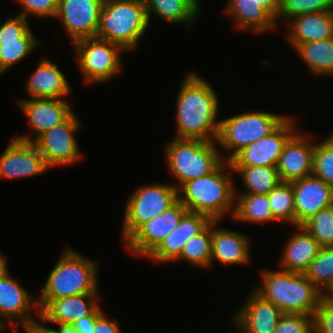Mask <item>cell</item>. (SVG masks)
Instances as JSON below:
<instances>
[{"instance_id":"34","label":"cell","mask_w":333,"mask_h":333,"mask_svg":"<svg viewBox=\"0 0 333 333\" xmlns=\"http://www.w3.org/2000/svg\"><path fill=\"white\" fill-rule=\"evenodd\" d=\"M304 275L326 294L333 286V247L320 248Z\"/></svg>"},{"instance_id":"48","label":"cell","mask_w":333,"mask_h":333,"mask_svg":"<svg viewBox=\"0 0 333 333\" xmlns=\"http://www.w3.org/2000/svg\"><path fill=\"white\" fill-rule=\"evenodd\" d=\"M103 3L104 2H109V1H113V0H101Z\"/></svg>"},{"instance_id":"15","label":"cell","mask_w":333,"mask_h":333,"mask_svg":"<svg viewBox=\"0 0 333 333\" xmlns=\"http://www.w3.org/2000/svg\"><path fill=\"white\" fill-rule=\"evenodd\" d=\"M66 101V99L59 98L18 99L17 104L27 117L30 129L34 133L36 132V135L34 133L30 135L25 133L21 136L15 134L14 138L34 142L40 135L62 123L74 111Z\"/></svg>"},{"instance_id":"37","label":"cell","mask_w":333,"mask_h":333,"mask_svg":"<svg viewBox=\"0 0 333 333\" xmlns=\"http://www.w3.org/2000/svg\"><path fill=\"white\" fill-rule=\"evenodd\" d=\"M312 175L333 186V132L323 141H315Z\"/></svg>"},{"instance_id":"1","label":"cell","mask_w":333,"mask_h":333,"mask_svg":"<svg viewBox=\"0 0 333 333\" xmlns=\"http://www.w3.org/2000/svg\"><path fill=\"white\" fill-rule=\"evenodd\" d=\"M176 96L174 138L216 141L220 100L212 85L197 72L183 78Z\"/></svg>"},{"instance_id":"29","label":"cell","mask_w":333,"mask_h":333,"mask_svg":"<svg viewBox=\"0 0 333 333\" xmlns=\"http://www.w3.org/2000/svg\"><path fill=\"white\" fill-rule=\"evenodd\" d=\"M293 49L311 75L333 77V38L298 44Z\"/></svg>"},{"instance_id":"10","label":"cell","mask_w":333,"mask_h":333,"mask_svg":"<svg viewBox=\"0 0 333 333\" xmlns=\"http://www.w3.org/2000/svg\"><path fill=\"white\" fill-rule=\"evenodd\" d=\"M77 117L73 111L62 123L46 131L33 142L50 169L61 165H73L83 158L74 134L82 125Z\"/></svg>"},{"instance_id":"5","label":"cell","mask_w":333,"mask_h":333,"mask_svg":"<svg viewBox=\"0 0 333 333\" xmlns=\"http://www.w3.org/2000/svg\"><path fill=\"white\" fill-rule=\"evenodd\" d=\"M149 25L144 0L104 2L96 37L119 45L128 53L137 49Z\"/></svg>"},{"instance_id":"13","label":"cell","mask_w":333,"mask_h":333,"mask_svg":"<svg viewBox=\"0 0 333 333\" xmlns=\"http://www.w3.org/2000/svg\"><path fill=\"white\" fill-rule=\"evenodd\" d=\"M187 208L177 200L171 207L142 224L124 243L134 256L147 258L178 226Z\"/></svg>"},{"instance_id":"16","label":"cell","mask_w":333,"mask_h":333,"mask_svg":"<svg viewBox=\"0 0 333 333\" xmlns=\"http://www.w3.org/2000/svg\"><path fill=\"white\" fill-rule=\"evenodd\" d=\"M102 7L101 0H59L55 18L60 19L73 44L96 37Z\"/></svg>"},{"instance_id":"4","label":"cell","mask_w":333,"mask_h":333,"mask_svg":"<svg viewBox=\"0 0 333 333\" xmlns=\"http://www.w3.org/2000/svg\"><path fill=\"white\" fill-rule=\"evenodd\" d=\"M98 264L67 246L51 269L37 298L41 311L51 300L73 295L99 293Z\"/></svg>"},{"instance_id":"18","label":"cell","mask_w":333,"mask_h":333,"mask_svg":"<svg viewBox=\"0 0 333 333\" xmlns=\"http://www.w3.org/2000/svg\"><path fill=\"white\" fill-rule=\"evenodd\" d=\"M232 318L236 330L231 333H274L283 312L253 289Z\"/></svg>"},{"instance_id":"33","label":"cell","mask_w":333,"mask_h":333,"mask_svg":"<svg viewBox=\"0 0 333 333\" xmlns=\"http://www.w3.org/2000/svg\"><path fill=\"white\" fill-rule=\"evenodd\" d=\"M274 219L295 227L294 192L291 182H280L268 194Z\"/></svg>"},{"instance_id":"8","label":"cell","mask_w":333,"mask_h":333,"mask_svg":"<svg viewBox=\"0 0 333 333\" xmlns=\"http://www.w3.org/2000/svg\"><path fill=\"white\" fill-rule=\"evenodd\" d=\"M178 200V189L172 183L141 185L129 196L122 222L121 237L125 242L142 224L163 213Z\"/></svg>"},{"instance_id":"26","label":"cell","mask_w":333,"mask_h":333,"mask_svg":"<svg viewBox=\"0 0 333 333\" xmlns=\"http://www.w3.org/2000/svg\"><path fill=\"white\" fill-rule=\"evenodd\" d=\"M296 228L284 244L277 266L285 271L305 273L321 247L302 226Z\"/></svg>"},{"instance_id":"38","label":"cell","mask_w":333,"mask_h":333,"mask_svg":"<svg viewBox=\"0 0 333 333\" xmlns=\"http://www.w3.org/2000/svg\"><path fill=\"white\" fill-rule=\"evenodd\" d=\"M274 333H314V317L302 314H283Z\"/></svg>"},{"instance_id":"23","label":"cell","mask_w":333,"mask_h":333,"mask_svg":"<svg viewBox=\"0 0 333 333\" xmlns=\"http://www.w3.org/2000/svg\"><path fill=\"white\" fill-rule=\"evenodd\" d=\"M49 58L40 59L35 71L28 77L25 90L30 98L66 99L72 94L65 73Z\"/></svg>"},{"instance_id":"2","label":"cell","mask_w":333,"mask_h":333,"mask_svg":"<svg viewBox=\"0 0 333 333\" xmlns=\"http://www.w3.org/2000/svg\"><path fill=\"white\" fill-rule=\"evenodd\" d=\"M231 172L234 173L230 162L224 160L208 175L182 184L178 188V200L189 212L204 214L212 221L232 217L236 187Z\"/></svg>"},{"instance_id":"9","label":"cell","mask_w":333,"mask_h":333,"mask_svg":"<svg viewBox=\"0 0 333 333\" xmlns=\"http://www.w3.org/2000/svg\"><path fill=\"white\" fill-rule=\"evenodd\" d=\"M72 46L85 84L106 83L121 73L125 51L119 45L93 37L78 40Z\"/></svg>"},{"instance_id":"31","label":"cell","mask_w":333,"mask_h":333,"mask_svg":"<svg viewBox=\"0 0 333 333\" xmlns=\"http://www.w3.org/2000/svg\"><path fill=\"white\" fill-rule=\"evenodd\" d=\"M233 172L239 173L245 191L235 193L268 194L280 182L277 167L270 166H231Z\"/></svg>"},{"instance_id":"22","label":"cell","mask_w":333,"mask_h":333,"mask_svg":"<svg viewBox=\"0 0 333 333\" xmlns=\"http://www.w3.org/2000/svg\"><path fill=\"white\" fill-rule=\"evenodd\" d=\"M220 221H212L211 267L215 261L222 265L250 264L251 241L239 231L218 227Z\"/></svg>"},{"instance_id":"43","label":"cell","mask_w":333,"mask_h":333,"mask_svg":"<svg viewBox=\"0 0 333 333\" xmlns=\"http://www.w3.org/2000/svg\"><path fill=\"white\" fill-rule=\"evenodd\" d=\"M45 325V321L39 317L38 320H33L30 323L21 326V328L26 333H58L55 328H49V326Z\"/></svg>"},{"instance_id":"24","label":"cell","mask_w":333,"mask_h":333,"mask_svg":"<svg viewBox=\"0 0 333 333\" xmlns=\"http://www.w3.org/2000/svg\"><path fill=\"white\" fill-rule=\"evenodd\" d=\"M101 293H87L51 300L41 311L46 324H73L90 315L101 300Z\"/></svg>"},{"instance_id":"14","label":"cell","mask_w":333,"mask_h":333,"mask_svg":"<svg viewBox=\"0 0 333 333\" xmlns=\"http://www.w3.org/2000/svg\"><path fill=\"white\" fill-rule=\"evenodd\" d=\"M10 275L0 279V328L3 330L8 325L15 332L19 325L21 327L36 320L31 315L32 307L35 308L37 319L40 311L37 299H33L34 296Z\"/></svg>"},{"instance_id":"44","label":"cell","mask_w":333,"mask_h":333,"mask_svg":"<svg viewBox=\"0 0 333 333\" xmlns=\"http://www.w3.org/2000/svg\"><path fill=\"white\" fill-rule=\"evenodd\" d=\"M261 7H263L277 23L278 9L280 6V0H255Z\"/></svg>"},{"instance_id":"35","label":"cell","mask_w":333,"mask_h":333,"mask_svg":"<svg viewBox=\"0 0 333 333\" xmlns=\"http://www.w3.org/2000/svg\"><path fill=\"white\" fill-rule=\"evenodd\" d=\"M301 226L321 248L333 247V205L323 208Z\"/></svg>"},{"instance_id":"3","label":"cell","mask_w":333,"mask_h":333,"mask_svg":"<svg viewBox=\"0 0 333 333\" xmlns=\"http://www.w3.org/2000/svg\"><path fill=\"white\" fill-rule=\"evenodd\" d=\"M260 271V282L252 287L258 295L272 302L283 314L314 316L325 294L304 273L282 269Z\"/></svg>"},{"instance_id":"46","label":"cell","mask_w":333,"mask_h":333,"mask_svg":"<svg viewBox=\"0 0 333 333\" xmlns=\"http://www.w3.org/2000/svg\"><path fill=\"white\" fill-rule=\"evenodd\" d=\"M58 333H78L72 324H55Z\"/></svg>"},{"instance_id":"6","label":"cell","mask_w":333,"mask_h":333,"mask_svg":"<svg viewBox=\"0 0 333 333\" xmlns=\"http://www.w3.org/2000/svg\"><path fill=\"white\" fill-rule=\"evenodd\" d=\"M165 147L168 172L177 179L172 184L177 189L189 180L208 175L225 160L216 141L173 137Z\"/></svg>"},{"instance_id":"19","label":"cell","mask_w":333,"mask_h":333,"mask_svg":"<svg viewBox=\"0 0 333 333\" xmlns=\"http://www.w3.org/2000/svg\"><path fill=\"white\" fill-rule=\"evenodd\" d=\"M295 132L285 143L277 164L281 182H292L312 175L315 143L311 134Z\"/></svg>"},{"instance_id":"20","label":"cell","mask_w":333,"mask_h":333,"mask_svg":"<svg viewBox=\"0 0 333 333\" xmlns=\"http://www.w3.org/2000/svg\"><path fill=\"white\" fill-rule=\"evenodd\" d=\"M295 227L301 226L320 210L333 205V186L311 175L292 181Z\"/></svg>"},{"instance_id":"32","label":"cell","mask_w":333,"mask_h":333,"mask_svg":"<svg viewBox=\"0 0 333 333\" xmlns=\"http://www.w3.org/2000/svg\"><path fill=\"white\" fill-rule=\"evenodd\" d=\"M211 244L212 222L201 233L186 242L176 261L184 260L195 268L209 270V267L211 268Z\"/></svg>"},{"instance_id":"12","label":"cell","mask_w":333,"mask_h":333,"mask_svg":"<svg viewBox=\"0 0 333 333\" xmlns=\"http://www.w3.org/2000/svg\"><path fill=\"white\" fill-rule=\"evenodd\" d=\"M293 116H288L273 132L241 149L230 160L231 166L276 167L287 140L296 132Z\"/></svg>"},{"instance_id":"36","label":"cell","mask_w":333,"mask_h":333,"mask_svg":"<svg viewBox=\"0 0 333 333\" xmlns=\"http://www.w3.org/2000/svg\"><path fill=\"white\" fill-rule=\"evenodd\" d=\"M333 11V0H280L278 21L285 24L289 19L312 12Z\"/></svg>"},{"instance_id":"28","label":"cell","mask_w":333,"mask_h":333,"mask_svg":"<svg viewBox=\"0 0 333 333\" xmlns=\"http://www.w3.org/2000/svg\"><path fill=\"white\" fill-rule=\"evenodd\" d=\"M144 2L149 24L153 13L163 22L185 25L186 30H190L193 23L197 22L195 20H198L202 5L199 0H144Z\"/></svg>"},{"instance_id":"42","label":"cell","mask_w":333,"mask_h":333,"mask_svg":"<svg viewBox=\"0 0 333 333\" xmlns=\"http://www.w3.org/2000/svg\"><path fill=\"white\" fill-rule=\"evenodd\" d=\"M100 305L90 314L80 318L72 325L78 333H94L96 317L102 312Z\"/></svg>"},{"instance_id":"45","label":"cell","mask_w":333,"mask_h":333,"mask_svg":"<svg viewBox=\"0 0 333 333\" xmlns=\"http://www.w3.org/2000/svg\"><path fill=\"white\" fill-rule=\"evenodd\" d=\"M7 259L5 255L0 252V279L6 277L9 274Z\"/></svg>"},{"instance_id":"11","label":"cell","mask_w":333,"mask_h":333,"mask_svg":"<svg viewBox=\"0 0 333 333\" xmlns=\"http://www.w3.org/2000/svg\"><path fill=\"white\" fill-rule=\"evenodd\" d=\"M4 23L0 22V73L8 71L13 65L28 57L40 40L33 33L27 18L10 15Z\"/></svg>"},{"instance_id":"27","label":"cell","mask_w":333,"mask_h":333,"mask_svg":"<svg viewBox=\"0 0 333 333\" xmlns=\"http://www.w3.org/2000/svg\"><path fill=\"white\" fill-rule=\"evenodd\" d=\"M223 11L234 19V27L250 31L253 35L278 28L276 20L255 0H228Z\"/></svg>"},{"instance_id":"25","label":"cell","mask_w":333,"mask_h":333,"mask_svg":"<svg viewBox=\"0 0 333 333\" xmlns=\"http://www.w3.org/2000/svg\"><path fill=\"white\" fill-rule=\"evenodd\" d=\"M285 36L294 48L298 44L333 38V11L312 12L289 19Z\"/></svg>"},{"instance_id":"41","label":"cell","mask_w":333,"mask_h":333,"mask_svg":"<svg viewBox=\"0 0 333 333\" xmlns=\"http://www.w3.org/2000/svg\"><path fill=\"white\" fill-rule=\"evenodd\" d=\"M94 333H121L118 319L109 320L107 314L105 315V312L102 311L96 317Z\"/></svg>"},{"instance_id":"30","label":"cell","mask_w":333,"mask_h":333,"mask_svg":"<svg viewBox=\"0 0 333 333\" xmlns=\"http://www.w3.org/2000/svg\"><path fill=\"white\" fill-rule=\"evenodd\" d=\"M232 218L249 224L275 223L267 194L235 193Z\"/></svg>"},{"instance_id":"17","label":"cell","mask_w":333,"mask_h":333,"mask_svg":"<svg viewBox=\"0 0 333 333\" xmlns=\"http://www.w3.org/2000/svg\"><path fill=\"white\" fill-rule=\"evenodd\" d=\"M50 168L33 142L15 139L0 155V179H18L46 173Z\"/></svg>"},{"instance_id":"39","label":"cell","mask_w":333,"mask_h":333,"mask_svg":"<svg viewBox=\"0 0 333 333\" xmlns=\"http://www.w3.org/2000/svg\"><path fill=\"white\" fill-rule=\"evenodd\" d=\"M21 7L24 18L28 19V14L40 18H55L58 11L59 0H15Z\"/></svg>"},{"instance_id":"7","label":"cell","mask_w":333,"mask_h":333,"mask_svg":"<svg viewBox=\"0 0 333 333\" xmlns=\"http://www.w3.org/2000/svg\"><path fill=\"white\" fill-rule=\"evenodd\" d=\"M288 115L250 110L220 120L217 145L226 152L229 161L251 143L273 132ZM229 151V152H228ZM228 153V154H227Z\"/></svg>"},{"instance_id":"40","label":"cell","mask_w":333,"mask_h":333,"mask_svg":"<svg viewBox=\"0 0 333 333\" xmlns=\"http://www.w3.org/2000/svg\"><path fill=\"white\" fill-rule=\"evenodd\" d=\"M314 333H333V303L325 297L314 314Z\"/></svg>"},{"instance_id":"21","label":"cell","mask_w":333,"mask_h":333,"mask_svg":"<svg viewBox=\"0 0 333 333\" xmlns=\"http://www.w3.org/2000/svg\"><path fill=\"white\" fill-rule=\"evenodd\" d=\"M212 220L201 213L187 211L175 227L146 258L158 263L176 262L180 257L184 245L192 237L201 233Z\"/></svg>"},{"instance_id":"47","label":"cell","mask_w":333,"mask_h":333,"mask_svg":"<svg viewBox=\"0 0 333 333\" xmlns=\"http://www.w3.org/2000/svg\"><path fill=\"white\" fill-rule=\"evenodd\" d=\"M325 298L333 303V286L325 294Z\"/></svg>"}]
</instances>
